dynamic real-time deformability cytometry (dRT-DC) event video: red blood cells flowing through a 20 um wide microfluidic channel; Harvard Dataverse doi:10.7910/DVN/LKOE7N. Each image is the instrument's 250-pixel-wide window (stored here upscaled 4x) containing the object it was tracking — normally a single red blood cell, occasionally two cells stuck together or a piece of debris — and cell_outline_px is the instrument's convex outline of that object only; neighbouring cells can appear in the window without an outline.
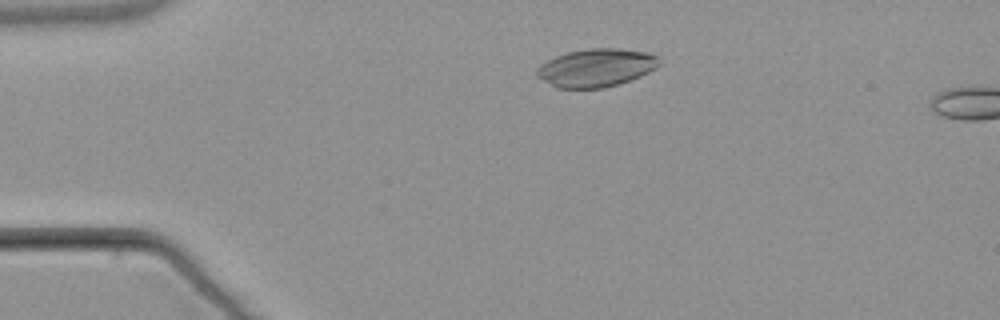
{"species": "common noctule bat (a hibernating species)", "species_latin": "Nyctalus noctula", "temperature_condition": "warm", "stored_images_in_passage": 4, "camera_frame_rate_fps": 3000, "um_per_image_px": 0.085, "animal": {"sex": "male", "body_mass_g": 21.5, "forearm_length_mm": 52.0}, "frame": {"image": 1, "passage_image": 3, "time_ms": 2.333, "image_size_px": [1000, 320], "cell_outline_px": [[660, 64], [656, 68], [640, 76], [604, 88], [556, 88], [536, 76], [536, 68], [548, 60], [556, 56], [568, 52], [588, 48], [620, 48], [648, 52], [656, 56]], "centroid_in_image_um": [50.65, 5.75], "position_along_channel_um": 34.3, "area_um2": 27.05}}